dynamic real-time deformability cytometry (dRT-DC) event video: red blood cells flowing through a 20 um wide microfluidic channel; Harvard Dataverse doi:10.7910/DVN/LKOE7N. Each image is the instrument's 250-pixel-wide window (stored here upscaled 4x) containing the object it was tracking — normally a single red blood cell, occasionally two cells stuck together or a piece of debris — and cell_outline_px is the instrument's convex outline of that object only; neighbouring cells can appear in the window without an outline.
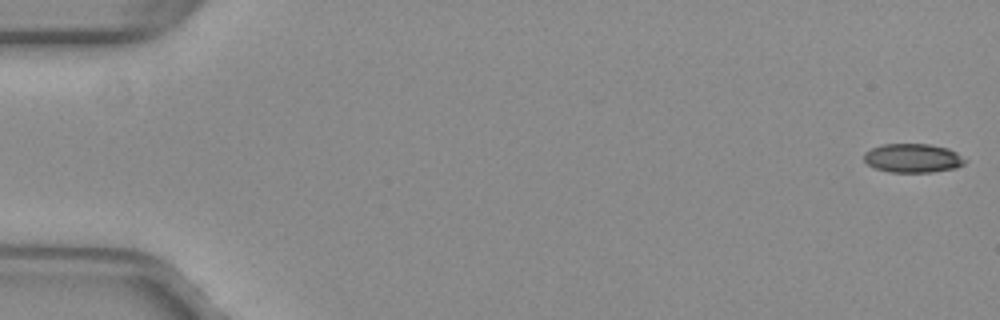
{"species": "common noctule bat (a hibernating species)", "species_latin": "Nyctalus noctula", "temperature_condition": "warm", "stored_images_in_passage": 53, "camera_frame_rate_fps": 3000, "um_per_image_px": 0.085, "animal": {"sex": "female", "body_mass_g": 29.2, "forearm_length_mm": 56.3}, "frame": {"image": 1, "passage_image": 1, "time_ms": 0.0, "image_size_px": [1000, 320], "cell_outline_px": [[968, 160], [964, 164], [956, 168], [932, 172], [888, 172], [876, 168], [868, 164], [864, 160], [864, 152], [872, 148], [884, 144], [928, 144], [948, 148], [956, 152]], "centroid_in_image_um": [77.61, 13.44], "position_along_channel_um": 7.4, "area_um2": 17.05}}
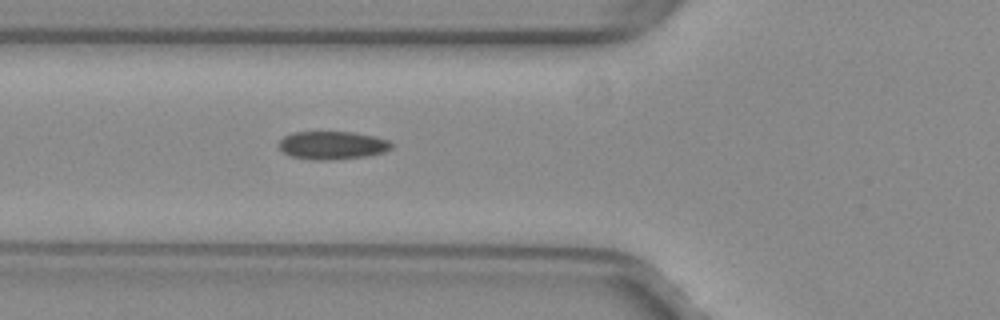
{"frame": {"image": 2, "passage_image": 20, "time_ms": 6.333, "image_size_px": [1000, 320], "cell_outline_px": [[392, 148], [384, 152], [368, 156], [332, 160], [312, 160], [292, 156], [284, 152], [276, 144], [284, 136], [292, 132], [356, 132], [388, 140], [392, 144]], "centroid_in_image_um": [28.23, 12.35], "position_along_channel_um": 97.6, "area_um2": 18.55}}
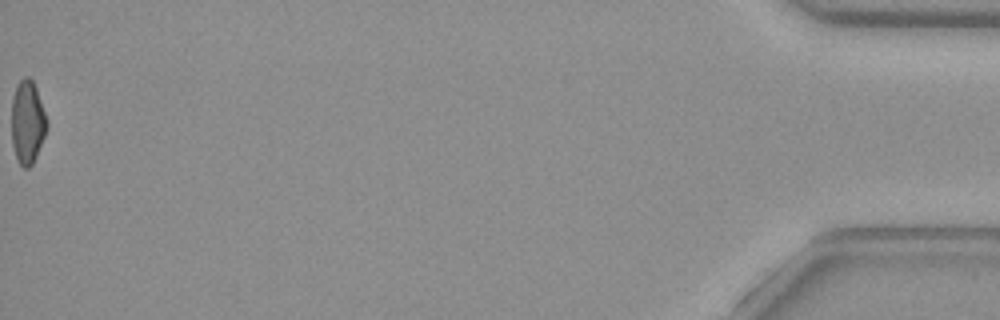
{"frame": {"image": 3, "passage_image": 53, "time_ms": 17.333, "image_size_px": [1000, 320], "cell_outline_px": [[48, 128], [36, 156], [32, 164], [28, 168], [24, 168], [16, 160], [12, 144], [12, 100], [16, 88], [20, 80], [24, 76], [28, 76], [32, 80], [36, 88], [48, 120]], "centroid_in_image_um": [2.34, 10.4], "position_along_channel_um": 432.9, "area_um2": 17.17}, "authors_computed_cell_mechanics": {"area_um2": 18.0914, "velocity_mm_per_s": 3.9948, "shape_relaxation_time_tau1_ms": null, "shape_relaxation_time_tau2_ms": 1.4451, "deformation_change_tau1": null, "deformation_change_tau2": 0.0688}}